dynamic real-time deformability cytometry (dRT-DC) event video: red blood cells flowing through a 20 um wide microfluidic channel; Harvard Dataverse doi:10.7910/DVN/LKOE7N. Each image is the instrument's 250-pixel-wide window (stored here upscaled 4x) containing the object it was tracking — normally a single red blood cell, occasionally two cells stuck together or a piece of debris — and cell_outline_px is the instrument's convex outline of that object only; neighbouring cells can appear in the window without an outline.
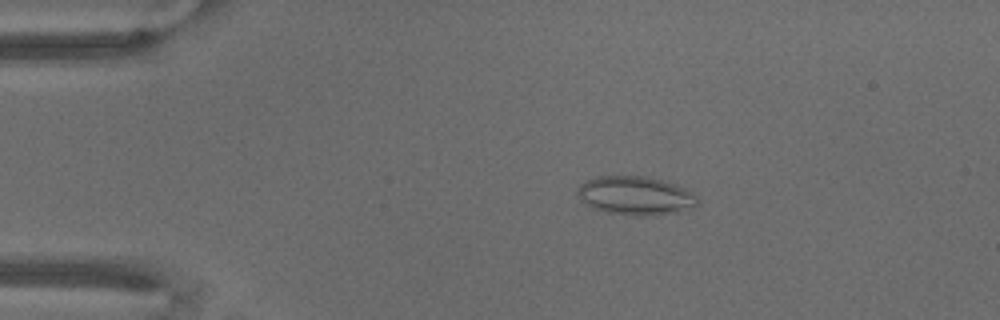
{"species": "common noctule bat (a hibernating species)", "species_latin": "Nyctalus noctula", "temperature_condition": "warm", "stored_images_in_passage": 70, "camera_frame_rate_fps": 3000, "um_per_image_px": 0.085, "animal": {"sex": "male", "body_mass_g": 18.8}, "frame": {"image": 1, "passage_image": 14, "time_ms": 4.333, "image_size_px": [1000, 320], "cell_outline_px": [[700, 200], [696, 208], [680, 212], [644, 216], [624, 216], [592, 208], [584, 204], [576, 196], [576, 192], [580, 184], [584, 180], [596, 176], [644, 176], [676, 184], [684, 188], [696, 196]], "centroid_in_image_um": [53.99, 16.65], "position_along_channel_um": 31.0, "area_um2": 27.63}}
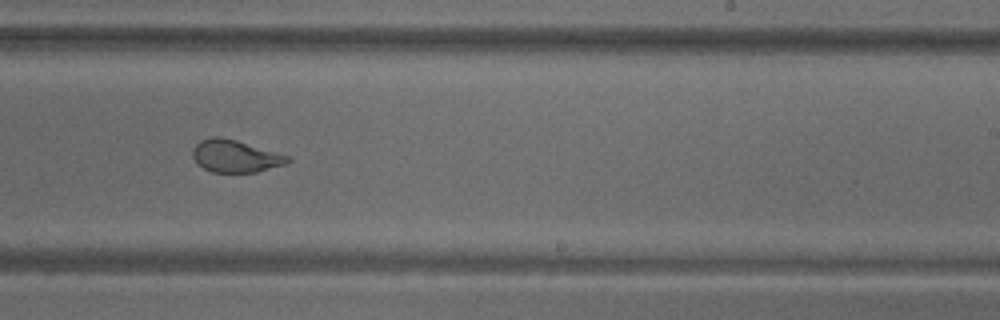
{"frame": {"image": 2, "passage_image": 44, "time_ms": 14.333, "image_size_px": [1000, 320], "cell_outline_px": [[292, 160], [284, 164], [256, 172], [212, 172], [196, 164], [192, 156], [192, 148], [200, 140], [212, 136], [220, 136], [236, 140], [276, 152], [288, 156]], "centroid_in_image_um": [19.94, 13.26], "position_along_channel_um": 269.1, "area_um2": 17.86}}
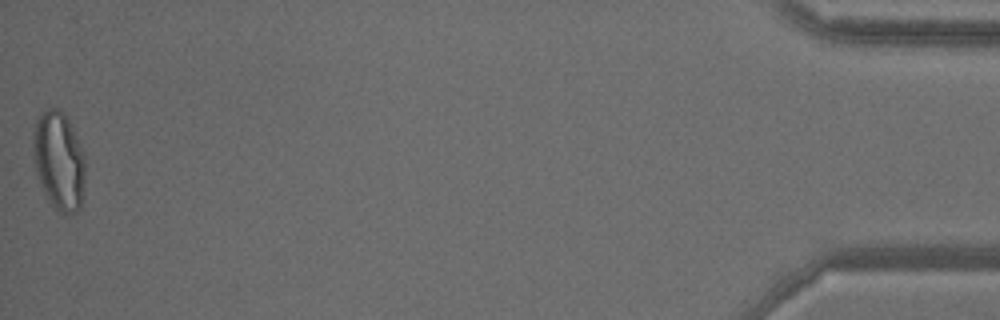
{"frame": {"image": 3, "passage_image": 70, "time_ms": 23.0, "image_size_px": [1000, 320], "cell_outline_px": [[84, 184], [80, 208], [76, 212], [68, 216], [52, 208], [36, 176], [32, 144], [32, 132], [36, 120], [48, 108], [60, 108], [68, 120], [84, 156]], "centroid_in_image_um": [4.97, 13.71], "position_along_channel_um": 430.2, "area_um2": 30.0}}